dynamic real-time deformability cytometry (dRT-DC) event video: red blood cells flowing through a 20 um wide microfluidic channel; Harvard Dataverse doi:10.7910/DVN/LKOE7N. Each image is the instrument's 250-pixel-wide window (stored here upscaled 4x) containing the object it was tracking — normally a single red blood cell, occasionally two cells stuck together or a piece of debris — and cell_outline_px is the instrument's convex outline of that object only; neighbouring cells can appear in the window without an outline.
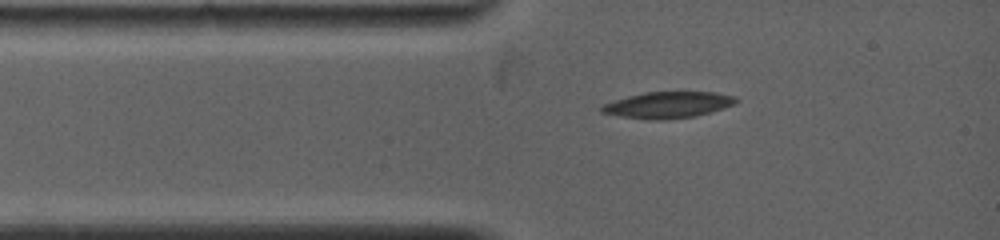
{"species": "common noctule bat (a hibernating species)", "species_latin": "Nyctalus noctula", "temperature_condition": "warm", "stored_images_in_passage": 28, "camera_frame_rate_fps": 5000, "um_per_image_px": 0.085, "animal": {"sex": "female", "body_mass_g": 19.0, "forearm_length_mm": 53.3}, "frame": {"image": 1, "passage_image": 1, "time_ms": 0.0, "image_size_px": [1000, 240], "cell_outline_px": [[740, 100], [736, 104], [712, 112], [696, 116], [668, 120], [648, 120], [620, 116], [600, 112], [600, 108], [604, 104], [628, 96], [644, 92], [716, 92], [736, 96]], "centroid_in_image_um": [56.84, 8.92], "position_along_channel_um": 28.2, "area_um2": 20.87}}
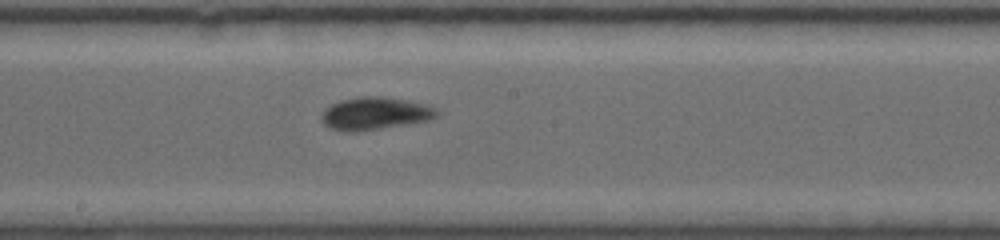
{"frame": {"image": 2, "passage_image": 10, "time_ms": 5.0, "image_size_px": [1000, 240], "cell_outline_px": [[440, 112], [432, 120], [356, 132], [348, 132], [332, 128], [324, 124], [320, 120], [320, 116], [324, 108], [340, 100], [360, 96], [384, 96], [408, 100], [424, 104], [436, 108]], "centroid_in_image_um": [31.87, 9.64], "position_along_channel_um": 216.3, "area_um2": 22.14}}
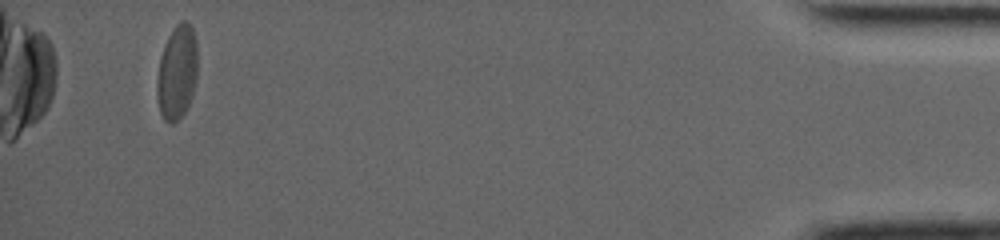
{"frame": {"image": 3, "passage_image": 25, "time_ms": 13.0, "image_size_px": [1000, 240], "cell_outline_px": [[196, 80], [192, 96], [180, 120], [172, 124], [168, 124], [164, 120], [160, 112], [156, 92], [156, 84], [160, 56], [164, 44], [168, 36], [176, 24], [180, 20], [188, 20], [192, 28], [196, 40]], "centroid_in_image_um": [15.03, 6.15], "position_along_channel_um": 420.2, "area_um2": 22.54}, "authors_computed_cell_mechanics": {"area_um2": 21.4727, "velocity_mm_per_s": 3.9101, "shape_relaxation_time_tau1_ms": 6.4671, "shape_relaxation_time_tau2_ms": null, "deformation_change_tau1": 0.1575, "deformation_change_tau2": null}}